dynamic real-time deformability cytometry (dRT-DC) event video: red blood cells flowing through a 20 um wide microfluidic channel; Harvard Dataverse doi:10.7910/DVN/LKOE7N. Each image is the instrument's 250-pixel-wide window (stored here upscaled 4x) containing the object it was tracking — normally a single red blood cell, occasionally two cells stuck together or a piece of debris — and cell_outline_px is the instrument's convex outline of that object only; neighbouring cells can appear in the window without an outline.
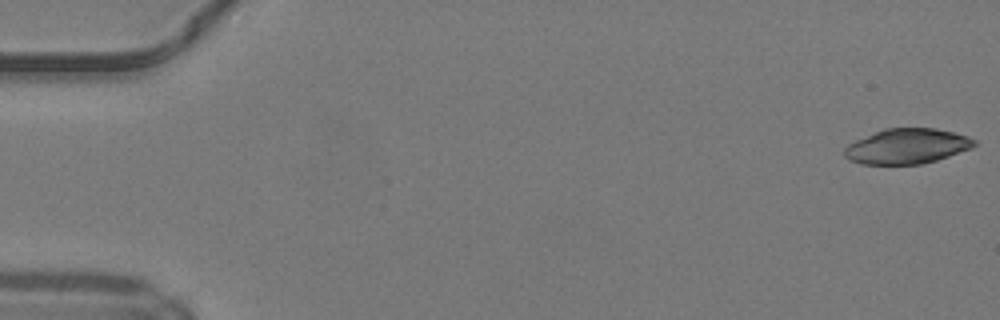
{"species": "common noctule bat (a hibernating species)", "species_latin": "Nyctalus noctula", "temperature_condition": "warm", "stored_images_in_passage": 49, "camera_frame_rate_fps": 3000, "um_per_image_px": 0.085, "animal": {"sex": "male", "body_mass_g": 19.2, "forearm_length_mm": 51.8}, "frame": {"image": 1, "passage_image": 1, "time_ms": 0.0, "image_size_px": [1000, 320], "cell_outline_px": [[976, 144], [972, 148], [936, 160], [920, 164], [860, 164], [848, 160], [844, 156], [844, 148], [848, 144], [856, 140], [884, 128], [936, 128], [968, 136], [976, 140]], "centroid_in_image_um": [77.08, 12.43], "position_along_channel_um": 7.9, "area_um2": 26.59}}
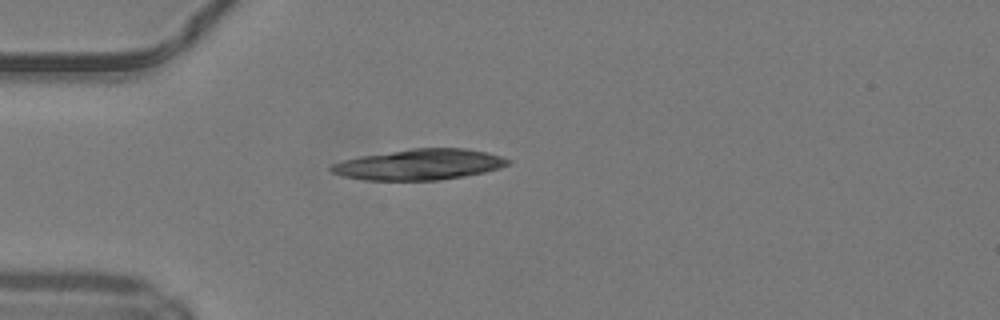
{"frame": {"image": 2, "passage_image": 14, "time_ms": 4.333, "image_size_px": [1000, 320], "cell_outline_px": [[512, 160], [508, 164], [500, 168], [484, 172], [464, 176], [440, 180], [364, 180], [344, 176], [332, 172], [328, 168], [332, 164], [344, 160], [360, 156], [412, 148], [464, 148], [488, 152]], "centroid_in_image_um": [35.66, 13.98], "position_along_channel_um": 49.3, "area_um2": 31.62}}